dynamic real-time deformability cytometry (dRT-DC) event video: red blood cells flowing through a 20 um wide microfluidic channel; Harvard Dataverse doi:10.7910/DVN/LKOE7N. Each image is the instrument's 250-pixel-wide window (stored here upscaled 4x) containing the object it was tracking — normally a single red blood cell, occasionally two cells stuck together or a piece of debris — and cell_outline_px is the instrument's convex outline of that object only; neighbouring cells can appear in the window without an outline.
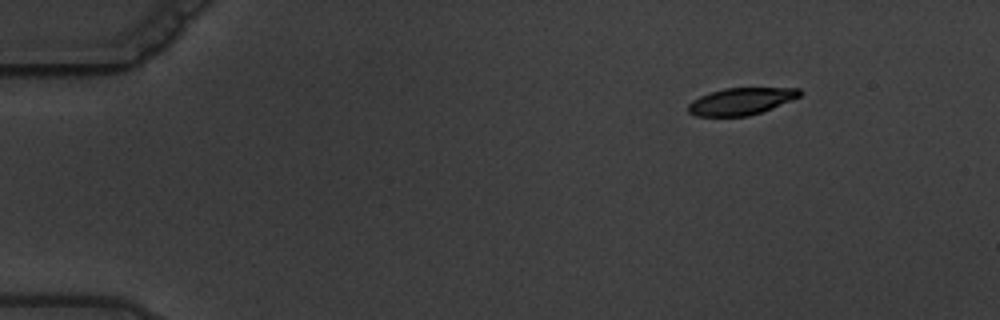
{"species": "common noctule bat (a hibernating species)", "species_latin": "Nyctalus noctula", "temperature_condition": "warm", "stored_images_in_passage": 6, "camera_frame_rate_fps": 3000, "um_per_image_px": 0.085, "animal": {"sex": "male", "body_mass_g": 19.5, "forearm_length_mm": 54.6}, "frame": {"image": 1, "passage_image": 3, "time_ms": 2.333, "image_size_px": [1000, 320], "cell_outline_px": [[804, 92], [800, 96], [792, 100], [772, 108], [748, 116], [696, 116], [688, 112], [688, 104], [692, 100], [700, 96], [724, 88], [800, 88]], "centroid_in_image_um": [63.01, 8.61], "position_along_channel_um": 22.0, "area_um2": 17.51}}